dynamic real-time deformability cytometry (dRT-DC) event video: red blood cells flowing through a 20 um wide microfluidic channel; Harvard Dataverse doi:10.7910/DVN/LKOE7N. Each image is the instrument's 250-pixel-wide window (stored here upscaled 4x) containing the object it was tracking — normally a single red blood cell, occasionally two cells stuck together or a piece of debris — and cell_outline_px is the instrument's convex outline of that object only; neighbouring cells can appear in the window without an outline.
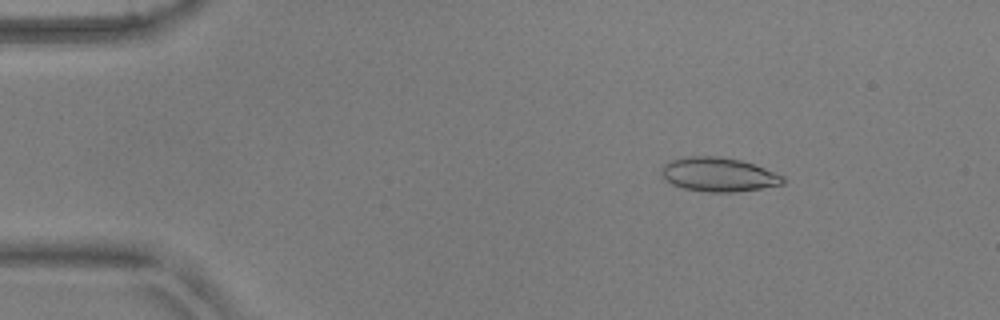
{"species": "common noctule bat (a hibernating species)", "species_latin": "Nyctalus noctula", "temperature_condition": "warm", "stored_images_in_passage": 52, "camera_frame_rate_fps": 3000, "um_per_image_px": 0.085, "animal": {"sex": "male", "body_mass_g": 17.9, "forearm_length_mm": 54.2}, "frame": {"image": 1, "passage_image": 7, "time_ms": 2.0, "image_size_px": [1000, 320], "cell_outline_px": [[784, 184], [760, 188], [732, 192], [708, 192], [684, 188], [672, 184], [664, 180], [664, 164], [668, 160], [688, 156], [720, 156], [740, 160], [764, 168], [784, 176]], "centroid_in_image_um": [61.07, 14.83], "position_along_channel_um": 23.9, "area_um2": 23.87}}
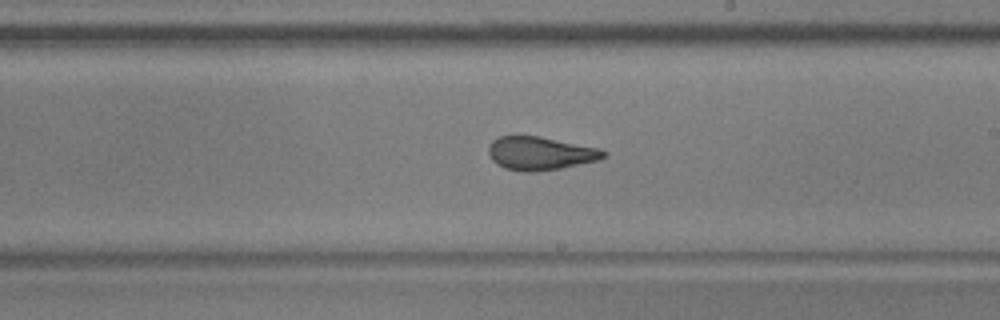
{"frame": {"image": 2, "passage_image": 30, "time_ms": 9.667, "image_size_px": [1000, 320], "cell_outline_px": [[608, 152], [600, 160], [560, 168], [536, 172], [524, 172], [504, 168], [496, 164], [492, 160], [488, 152], [488, 148], [492, 140], [500, 136], [540, 136], [600, 148]], "centroid_in_image_um": [45.92, 13.04], "position_along_channel_um": 243.1, "area_um2": 22.48}}
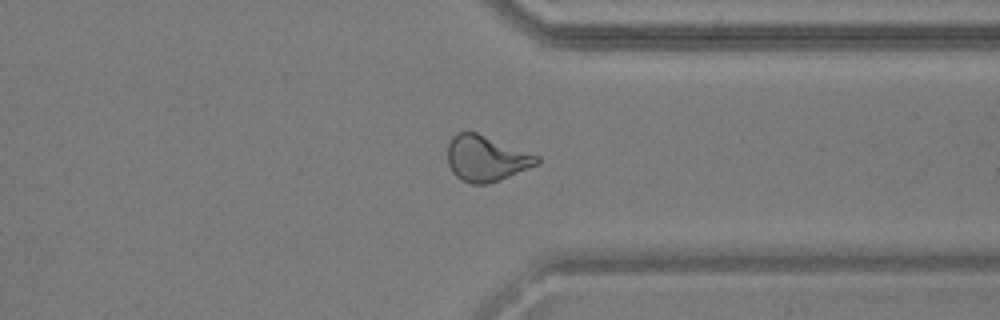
{"frame": {"image": 3, "passage_image": 40, "time_ms": 13.0, "image_size_px": [1000, 320], "cell_outline_px": [[540, 164], [488, 184], [472, 184], [460, 180], [452, 172], [448, 164], [448, 144], [452, 136], [460, 132], [476, 132], [540, 156]], "centroid_in_image_um": [41.33, 13.47], "position_along_channel_um": 370.1, "area_um2": 23.81}, "authors_computed_cell_mechanics": {"area_um2": 23.5535, "velocity_mm_per_s": 3.8362, "shape_relaxation_time_tau1_ms": null, "shape_relaxation_time_tau2_ms": 1.3881, "deformation_change_tau1": null, "deformation_change_tau2": 0.0881}}